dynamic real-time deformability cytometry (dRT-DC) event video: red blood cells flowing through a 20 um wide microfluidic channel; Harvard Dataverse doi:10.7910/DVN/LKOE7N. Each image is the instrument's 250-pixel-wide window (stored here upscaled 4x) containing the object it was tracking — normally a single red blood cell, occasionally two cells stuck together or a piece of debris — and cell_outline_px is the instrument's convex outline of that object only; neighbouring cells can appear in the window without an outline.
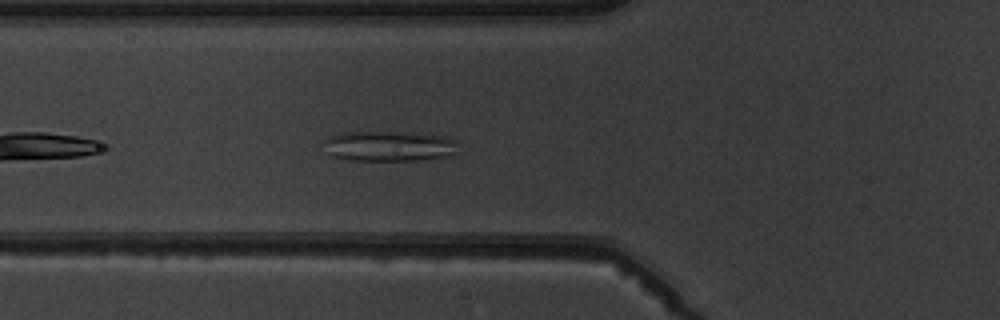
{"species": "common noctule bat (a hibernating species)", "species_latin": "Nyctalus noctula", "temperature_condition": "warm", "stored_images_in_passage": 5, "camera_frame_rate_fps": 3000, "um_per_image_px": 0.085, "animal": {"sex": "male", "body_mass_g": 19.5, "forearm_length_mm": 54.6}, "frame": {"image": 1, "passage_image": 5, "time_ms": 4.667, "image_size_px": [1000, 320], "cell_outline_px": [[456, 140], [452, 156], [416, 160], [352, 160], [332, 156], [328, 152], [324, 140], [328, 136], [340, 132], [392, 132], [444, 136]], "centroid_in_image_um": [33.02, 12.42], "position_along_channel_um": 92.8, "area_um2": 23.35}}